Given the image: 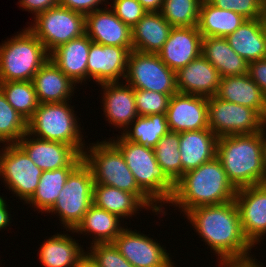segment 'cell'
Wrapping results in <instances>:
<instances>
[{"mask_svg": "<svg viewBox=\"0 0 266 267\" xmlns=\"http://www.w3.org/2000/svg\"><path fill=\"white\" fill-rule=\"evenodd\" d=\"M195 232L218 258L250 255L253 246L245 238L235 201L204 205L185 214Z\"/></svg>", "mask_w": 266, "mask_h": 267, "instance_id": "1", "label": "cell"}, {"mask_svg": "<svg viewBox=\"0 0 266 267\" xmlns=\"http://www.w3.org/2000/svg\"><path fill=\"white\" fill-rule=\"evenodd\" d=\"M236 192L237 189L229 181L221 161L216 156L183 174L175 183V192L169 204L178 207L185 215L199 206L233 201Z\"/></svg>", "mask_w": 266, "mask_h": 267, "instance_id": "2", "label": "cell"}, {"mask_svg": "<svg viewBox=\"0 0 266 267\" xmlns=\"http://www.w3.org/2000/svg\"><path fill=\"white\" fill-rule=\"evenodd\" d=\"M216 156L236 189L266 183L262 131L219 137Z\"/></svg>", "mask_w": 266, "mask_h": 267, "instance_id": "3", "label": "cell"}, {"mask_svg": "<svg viewBox=\"0 0 266 267\" xmlns=\"http://www.w3.org/2000/svg\"><path fill=\"white\" fill-rule=\"evenodd\" d=\"M83 161L91 168L94 184L112 186L130 192L156 215L161 212L166 215V212L161 210L159 205H156L138 187L123 154L110 140L92 143L89 148L87 146L83 154Z\"/></svg>", "mask_w": 266, "mask_h": 267, "instance_id": "4", "label": "cell"}, {"mask_svg": "<svg viewBox=\"0 0 266 267\" xmlns=\"http://www.w3.org/2000/svg\"><path fill=\"white\" fill-rule=\"evenodd\" d=\"M118 136L117 139L115 137L109 140L123 154L138 187L156 205L160 203L159 207L163 210V205L171 201L175 192V183L158 165L153 148L130 142L122 134Z\"/></svg>", "mask_w": 266, "mask_h": 267, "instance_id": "5", "label": "cell"}, {"mask_svg": "<svg viewBox=\"0 0 266 267\" xmlns=\"http://www.w3.org/2000/svg\"><path fill=\"white\" fill-rule=\"evenodd\" d=\"M50 55L43 43L28 29L0 45V82L32 81Z\"/></svg>", "mask_w": 266, "mask_h": 267, "instance_id": "6", "label": "cell"}, {"mask_svg": "<svg viewBox=\"0 0 266 267\" xmlns=\"http://www.w3.org/2000/svg\"><path fill=\"white\" fill-rule=\"evenodd\" d=\"M68 102L40 103L27 122V132L39 139L68 144L83 155L86 144L74 108Z\"/></svg>", "mask_w": 266, "mask_h": 267, "instance_id": "7", "label": "cell"}, {"mask_svg": "<svg viewBox=\"0 0 266 267\" xmlns=\"http://www.w3.org/2000/svg\"><path fill=\"white\" fill-rule=\"evenodd\" d=\"M94 183L91 168L82 161L69 174L55 204L47 213H58L66 231L75 230L93 204Z\"/></svg>", "mask_w": 266, "mask_h": 267, "instance_id": "8", "label": "cell"}, {"mask_svg": "<svg viewBox=\"0 0 266 267\" xmlns=\"http://www.w3.org/2000/svg\"><path fill=\"white\" fill-rule=\"evenodd\" d=\"M27 28L50 54L54 49L85 34V15L57 5L37 14Z\"/></svg>", "mask_w": 266, "mask_h": 267, "instance_id": "9", "label": "cell"}, {"mask_svg": "<svg viewBox=\"0 0 266 267\" xmlns=\"http://www.w3.org/2000/svg\"><path fill=\"white\" fill-rule=\"evenodd\" d=\"M208 125L219 138L260 132L266 127V120L250 107L212 96L208 97Z\"/></svg>", "mask_w": 266, "mask_h": 267, "instance_id": "10", "label": "cell"}, {"mask_svg": "<svg viewBox=\"0 0 266 267\" xmlns=\"http://www.w3.org/2000/svg\"><path fill=\"white\" fill-rule=\"evenodd\" d=\"M124 80L134 89L156 91L168 95L178 92L176 72L171 70L157 53L132 50L128 56Z\"/></svg>", "mask_w": 266, "mask_h": 267, "instance_id": "11", "label": "cell"}, {"mask_svg": "<svg viewBox=\"0 0 266 267\" xmlns=\"http://www.w3.org/2000/svg\"><path fill=\"white\" fill-rule=\"evenodd\" d=\"M0 150V176L6 188L26 203L38 187L43 170L38 168L18 144Z\"/></svg>", "mask_w": 266, "mask_h": 267, "instance_id": "12", "label": "cell"}, {"mask_svg": "<svg viewBox=\"0 0 266 267\" xmlns=\"http://www.w3.org/2000/svg\"><path fill=\"white\" fill-rule=\"evenodd\" d=\"M112 243L134 267H175L167 250L141 232L124 228Z\"/></svg>", "mask_w": 266, "mask_h": 267, "instance_id": "13", "label": "cell"}, {"mask_svg": "<svg viewBox=\"0 0 266 267\" xmlns=\"http://www.w3.org/2000/svg\"><path fill=\"white\" fill-rule=\"evenodd\" d=\"M234 201L243 234L255 247L266 234V183L237 189Z\"/></svg>", "mask_w": 266, "mask_h": 267, "instance_id": "14", "label": "cell"}, {"mask_svg": "<svg viewBox=\"0 0 266 267\" xmlns=\"http://www.w3.org/2000/svg\"><path fill=\"white\" fill-rule=\"evenodd\" d=\"M17 144L43 171L77 167L83 161V155L79 154L72 146L58 141L35 138L28 132Z\"/></svg>", "mask_w": 266, "mask_h": 267, "instance_id": "15", "label": "cell"}, {"mask_svg": "<svg viewBox=\"0 0 266 267\" xmlns=\"http://www.w3.org/2000/svg\"><path fill=\"white\" fill-rule=\"evenodd\" d=\"M166 120L171 132L208 129V98L175 93L171 96Z\"/></svg>", "mask_w": 266, "mask_h": 267, "instance_id": "16", "label": "cell"}, {"mask_svg": "<svg viewBox=\"0 0 266 267\" xmlns=\"http://www.w3.org/2000/svg\"><path fill=\"white\" fill-rule=\"evenodd\" d=\"M130 52L126 47L91 42L87 59L88 79H94L97 84L119 82L121 77L123 81Z\"/></svg>", "mask_w": 266, "mask_h": 267, "instance_id": "17", "label": "cell"}, {"mask_svg": "<svg viewBox=\"0 0 266 267\" xmlns=\"http://www.w3.org/2000/svg\"><path fill=\"white\" fill-rule=\"evenodd\" d=\"M85 34L92 42L133 50L131 29L109 7L85 15Z\"/></svg>", "mask_w": 266, "mask_h": 267, "instance_id": "18", "label": "cell"}, {"mask_svg": "<svg viewBox=\"0 0 266 267\" xmlns=\"http://www.w3.org/2000/svg\"><path fill=\"white\" fill-rule=\"evenodd\" d=\"M202 38L197 27H172L157 54L171 70L177 72L201 55Z\"/></svg>", "mask_w": 266, "mask_h": 267, "instance_id": "19", "label": "cell"}, {"mask_svg": "<svg viewBox=\"0 0 266 267\" xmlns=\"http://www.w3.org/2000/svg\"><path fill=\"white\" fill-rule=\"evenodd\" d=\"M220 80L217 69L202 54L176 72L177 91L183 94L215 96Z\"/></svg>", "mask_w": 266, "mask_h": 267, "instance_id": "20", "label": "cell"}, {"mask_svg": "<svg viewBox=\"0 0 266 267\" xmlns=\"http://www.w3.org/2000/svg\"><path fill=\"white\" fill-rule=\"evenodd\" d=\"M98 84L102 87L103 111L105 117L115 128L127 130L130 124L138 117L134 88L122 81ZM117 126V127H116ZM124 128V129H123ZM126 128V129H125Z\"/></svg>", "mask_w": 266, "mask_h": 267, "instance_id": "21", "label": "cell"}, {"mask_svg": "<svg viewBox=\"0 0 266 267\" xmlns=\"http://www.w3.org/2000/svg\"><path fill=\"white\" fill-rule=\"evenodd\" d=\"M91 42L83 34L54 49L49 58L75 84H82L88 80L87 59Z\"/></svg>", "mask_w": 266, "mask_h": 267, "instance_id": "22", "label": "cell"}, {"mask_svg": "<svg viewBox=\"0 0 266 267\" xmlns=\"http://www.w3.org/2000/svg\"><path fill=\"white\" fill-rule=\"evenodd\" d=\"M215 96L228 102L250 107L266 120V95L248 73L221 78Z\"/></svg>", "mask_w": 266, "mask_h": 267, "instance_id": "23", "label": "cell"}, {"mask_svg": "<svg viewBox=\"0 0 266 267\" xmlns=\"http://www.w3.org/2000/svg\"><path fill=\"white\" fill-rule=\"evenodd\" d=\"M217 140L218 137L209 128L180 132L182 176L216 157Z\"/></svg>", "mask_w": 266, "mask_h": 267, "instance_id": "24", "label": "cell"}, {"mask_svg": "<svg viewBox=\"0 0 266 267\" xmlns=\"http://www.w3.org/2000/svg\"><path fill=\"white\" fill-rule=\"evenodd\" d=\"M32 83L39 103H61L69 101L74 94V87L77 85L50 58L36 72Z\"/></svg>", "mask_w": 266, "mask_h": 267, "instance_id": "25", "label": "cell"}, {"mask_svg": "<svg viewBox=\"0 0 266 267\" xmlns=\"http://www.w3.org/2000/svg\"><path fill=\"white\" fill-rule=\"evenodd\" d=\"M172 26L160 12H148L131 29L133 50L158 53L167 41Z\"/></svg>", "mask_w": 266, "mask_h": 267, "instance_id": "26", "label": "cell"}, {"mask_svg": "<svg viewBox=\"0 0 266 267\" xmlns=\"http://www.w3.org/2000/svg\"><path fill=\"white\" fill-rule=\"evenodd\" d=\"M201 54L217 69L221 78L248 73V62L224 37H203Z\"/></svg>", "mask_w": 266, "mask_h": 267, "instance_id": "27", "label": "cell"}, {"mask_svg": "<svg viewBox=\"0 0 266 267\" xmlns=\"http://www.w3.org/2000/svg\"><path fill=\"white\" fill-rule=\"evenodd\" d=\"M225 39L248 63L266 58V36L260 19H247Z\"/></svg>", "mask_w": 266, "mask_h": 267, "instance_id": "28", "label": "cell"}, {"mask_svg": "<svg viewBox=\"0 0 266 267\" xmlns=\"http://www.w3.org/2000/svg\"><path fill=\"white\" fill-rule=\"evenodd\" d=\"M234 11L220 9L208 0H202L197 28L202 37H226L246 21Z\"/></svg>", "mask_w": 266, "mask_h": 267, "instance_id": "29", "label": "cell"}, {"mask_svg": "<svg viewBox=\"0 0 266 267\" xmlns=\"http://www.w3.org/2000/svg\"><path fill=\"white\" fill-rule=\"evenodd\" d=\"M120 221L122 219L120 220L117 215L92 204L85 213L82 222L75 230H69V232L81 233V235L92 233L94 237L90 245L96 243H112L124 229Z\"/></svg>", "mask_w": 266, "mask_h": 267, "instance_id": "30", "label": "cell"}, {"mask_svg": "<svg viewBox=\"0 0 266 267\" xmlns=\"http://www.w3.org/2000/svg\"><path fill=\"white\" fill-rule=\"evenodd\" d=\"M39 259L43 267H74L86 253L69 234L56 233L42 243Z\"/></svg>", "mask_w": 266, "mask_h": 267, "instance_id": "31", "label": "cell"}, {"mask_svg": "<svg viewBox=\"0 0 266 267\" xmlns=\"http://www.w3.org/2000/svg\"><path fill=\"white\" fill-rule=\"evenodd\" d=\"M93 204L117 215L120 219L123 218V221L124 218L139 213V209H147L134 194L102 184H94Z\"/></svg>", "mask_w": 266, "mask_h": 267, "instance_id": "32", "label": "cell"}, {"mask_svg": "<svg viewBox=\"0 0 266 267\" xmlns=\"http://www.w3.org/2000/svg\"><path fill=\"white\" fill-rule=\"evenodd\" d=\"M75 168L63 167L52 171H43L38 187L26 204L32 205V208L34 206L39 212H47L55 204L69 174Z\"/></svg>", "mask_w": 266, "mask_h": 267, "instance_id": "33", "label": "cell"}, {"mask_svg": "<svg viewBox=\"0 0 266 267\" xmlns=\"http://www.w3.org/2000/svg\"><path fill=\"white\" fill-rule=\"evenodd\" d=\"M130 126L131 129L121 131V134L130 142L150 148H154L160 139L169 132L166 114L138 116Z\"/></svg>", "mask_w": 266, "mask_h": 267, "instance_id": "34", "label": "cell"}, {"mask_svg": "<svg viewBox=\"0 0 266 267\" xmlns=\"http://www.w3.org/2000/svg\"><path fill=\"white\" fill-rule=\"evenodd\" d=\"M0 89L7 102L28 122L40 104L32 81L0 82Z\"/></svg>", "mask_w": 266, "mask_h": 267, "instance_id": "35", "label": "cell"}, {"mask_svg": "<svg viewBox=\"0 0 266 267\" xmlns=\"http://www.w3.org/2000/svg\"><path fill=\"white\" fill-rule=\"evenodd\" d=\"M179 145L180 133L169 131L153 148L158 165L174 183L182 177Z\"/></svg>", "mask_w": 266, "mask_h": 267, "instance_id": "36", "label": "cell"}, {"mask_svg": "<svg viewBox=\"0 0 266 267\" xmlns=\"http://www.w3.org/2000/svg\"><path fill=\"white\" fill-rule=\"evenodd\" d=\"M202 0H163L160 10L172 27H197Z\"/></svg>", "mask_w": 266, "mask_h": 267, "instance_id": "37", "label": "cell"}, {"mask_svg": "<svg viewBox=\"0 0 266 267\" xmlns=\"http://www.w3.org/2000/svg\"><path fill=\"white\" fill-rule=\"evenodd\" d=\"M27 133V121L7 102L0 89V143L17 144Z\"/></svg>", "mask_w": 266, "mask_h": 267, "instance_id": "38", "label": "cell"}, {"mask_svg": "<svg viewBox=\"0 0 266 267\" xmlns=\"http://www.w3.org/2000/svg\"><path fill=\"white\" fill-rule=\"evenodd\" d=\"M172 95L144 89H134L138 116L166 114Z\"/></svg>", "mask_w": 266, "mask_h": 267, "instance_id": "39", "label": "cell"}, {"mask_svg": "<svg viewBox=\"0 0 266 267\" xmlns=\"http://www.w3.org/2000/svg\"><path fill=\"white\" fill-rule=\"evenodd\" d=\"M87 253L99 267H134L113 243L92 244Z\"/></svg>", "mask_w": 266, "mask_h": 267, "instance_id": "40", "label": "cell"}, {"mask_svg": "<svg viewBox=\"0 0 266 267\" xmlns=\"http://www.w3.org/2000/svg\"><path fill=\"white\" fill-rule=\"evenodd\" d=\"M212 5L234 11L245 19H260L266 8V0H208Z\"/></svg>", "mask_w": 266, "mask_h": 267, "instance_id": "41", "label": "cell"}, {"mask_svg": "<svg viewBox=\"0 0 266 267\" xmlns=\"http://www.w3.org/2000/svg\"><path fill=\"white\" fill-rule=\"evenodd\" d=\"M112 3L110 8L130 29L148 13L138 0H112Z\"/></svg>", "mask_w": 266, "mask_h": 267, "instance_id": "42", "label": "cell"}, {"mask_svg": "<svg viewBox=\"0 0 266 267\" xmlns=\"http://www.w3.org/2000/svg\"><path fill=\"white\" fill-rule=\"evenodd\" d=\"M103 2L105 5L110 3L107 0H59V5L83 15H87L95 10L102 9L98 6L101 4L104 5Z\"/></svg>", "mask_w": 266, "mask_h": 267, "instance_id": "43", "label": "cell"}, {"mask_svg": "<svg viewBox=\"0 0 266 267\" xmlns=\"http://www.w3.org/2000/svg\"><path fill=\"white\" fill-rule=\"evenodd\" d=\"M248 75L266 95V58L250 62Z\"/></svg>", "mask_w": 266, "mask_h": 267, "instance_id": "44", "label": "cell"}, {"mask_svg": "<svg viewBox=\"0 0 266 267\" xmlns=\"http://www.w3.org/2000/svg\"><path fill=\"white\" fill-rule=\"evenodd\" d=\"M19 5L36 16L52 7L59 5V0H19Z\"/></svg>", "mask_w": 266, "mask_h": 267, "instance_id": "45", "label": "cell"}, {"mask_svg": "<svg viewBox=\"0 0 266 267\" xmlns=\"http://www.w3.org/2000/svg\"><path fill=\"white\" fill-rule=\"evenodd\" d=\"M218 259V265L221 267H262V264H259L257 261H255L256 259H253L251 255Z\"/></svg>", "mask_w": 266, "mask_h": 267, "instance_id": "46", "label": "cell"}, {"mask_svg": "<svg viewBox=\"0 0 266 267\" xmlns=\"http://www.w3.org/2000/svg\"><path fill=\"white\" fill-rule=\"evenodd\" d=\"M4 197H1L0 195V229L6 228L10 224L11 214L9 212V208L6 205V200L3 199Z\"/></svg>", "mask_w": 266, "mask_h": 267, "instance_id": "47", "label": "cell"}, {"mask_svg": "<svg viewBox=\"0 0 266 267\" xmlns=\"http://www.w3.org/2000/svg\"><path fill=\"white\" fill-rule=\"evenodd\" d=\"M147 12H160L163 0H138Z\"/></svg>", "mask_w": 266, "mask_h": 267, "instance_id": "48", "label": "cell"}, {"mask_svg": "<svg viewBox=\"0 0 266 267\" xmlns=\"http://www.w3.org/2000/svg\"><path fill=\"white\" fill-rule=\"evenodd\" d=\"M74 267H99L92 257L86 252Z\"/></svg>", "mask_w": 266, "mask_h": 267, "instance_id": "49", "label": "cell"}, {"mask_svg": "<svg viewBox=\"0 0 266 267\" xmlns=\"http://www.w3.org/2000/svg\"><path fill=\"white\" fill-rule=\"evenodd\" d=\"M262 156L264 168L266 170V127L262 130Z\"/></svg>", "mask_w": 266, "mask_h": 267, "instance_id": "50", "label": "cell"}, {"mask_svg": "<svg viewBox=\"0 0 266 267\" xmlns=\"http://www.w3.org/2000/svg\"><path fill=\"white\" fill-rule=\"evenodd\" d=\"M262 27L266 36V8L264 9V12L262 13V16L260 17Z\"/></svg>", "mask_w": 266, "mask_h": 267, "instance_id": "51", "label": "cell"}]
</instances>
